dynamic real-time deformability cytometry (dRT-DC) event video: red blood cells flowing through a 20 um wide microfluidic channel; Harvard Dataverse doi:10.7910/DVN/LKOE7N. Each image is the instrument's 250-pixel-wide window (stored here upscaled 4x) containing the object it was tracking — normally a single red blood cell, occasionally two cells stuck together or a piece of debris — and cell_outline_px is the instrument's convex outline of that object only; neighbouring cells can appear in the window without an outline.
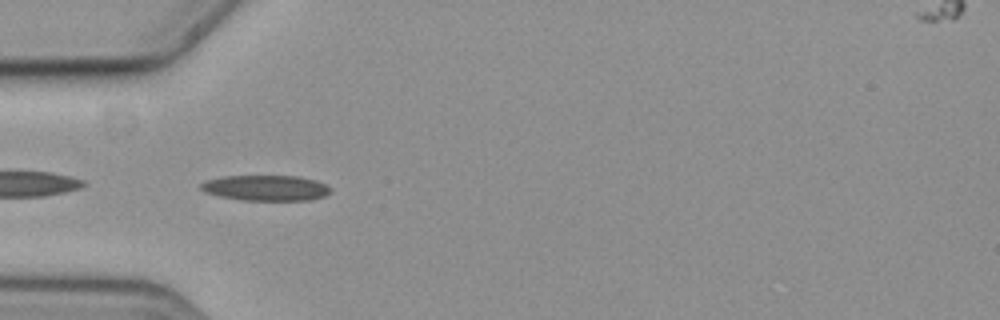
{"species": "common noctule bat (a hibernating species)", "species_latin": "Nyctalus noctula", "temperature_condition": "cold", "stored_images_in_passage": 42, "camera_frame_rate_fps": 3000, "um_per_image_px": 0.085, "animal": {"sex": "female", "body_mass_g": 19.3, "forearm_length_mm": 54.1}, "frame": {"image": 1, "passage_image": 2, "time_ms": 0.333, "image_size_px": [1000, 320], "cell_outline_px": [[332, 192], [324, 196], [312, 200], [240, 200], [220, 196], [204, 192], [200, 188], [200, 184], [208, 180], [224, 176], [296, 176], [316, 180], [332, 188]], "centroid_in_image_um": [22.62, 15.98], "position_along_channel_um": 62.4, "area_um2": 19.31}}
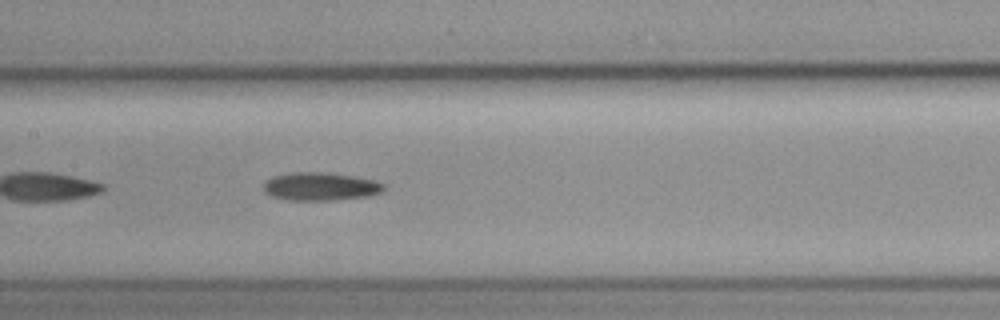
{"frame": {"image": 2, "passage_image": 12, "time_ms": 3.667, "image_size_px": [1000, 320], "cell_outline_px": [[384, 188], [380, 192], [368, 196], [332, 200], [288, 200], [272, 196], [264, 192], [264, 184], [268, 180], [276, 176], [292, 172], [316, 172], [352, 176], [372, 180], [384, 184]], "centroid_in_image_um": [27.21, 15.86], "position_along_channel_um": 180.2, "area_um2": 19.25}}
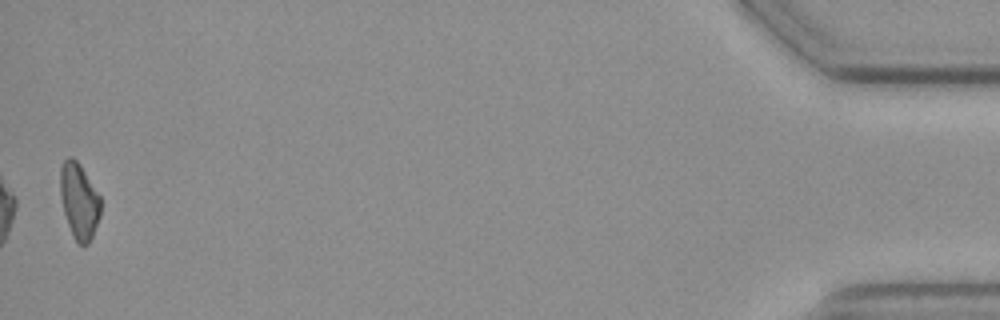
{"frame": {"image": 3, "passage_image": 41, "time_ms": 13.333, "image_size_px": [1000, 320], "cell_outline_px": [[100, 216], [92, 236], [88, 244], [84, 248], [72, 236], [64, 212], [60, 196], [60, 168], [64, 160], [68, 156], [72, 156], [80, 164], [100, 196]], "centroid_in_image_um": [6.71, 17.08], "position_along_channel_um": 428.5, "area_um2": 17.86}, "authors_computed_cell_mechanics": {"area_um2": 18.6694, "velocity_mm_per_s": 3.6023, "shape_relaxation_time_tau1_ms": 5.4799, "shape_relaxation_time_tau2_ms": null, "deformation_change_tau1": 0.114, "deformation_change_tau2": null}}